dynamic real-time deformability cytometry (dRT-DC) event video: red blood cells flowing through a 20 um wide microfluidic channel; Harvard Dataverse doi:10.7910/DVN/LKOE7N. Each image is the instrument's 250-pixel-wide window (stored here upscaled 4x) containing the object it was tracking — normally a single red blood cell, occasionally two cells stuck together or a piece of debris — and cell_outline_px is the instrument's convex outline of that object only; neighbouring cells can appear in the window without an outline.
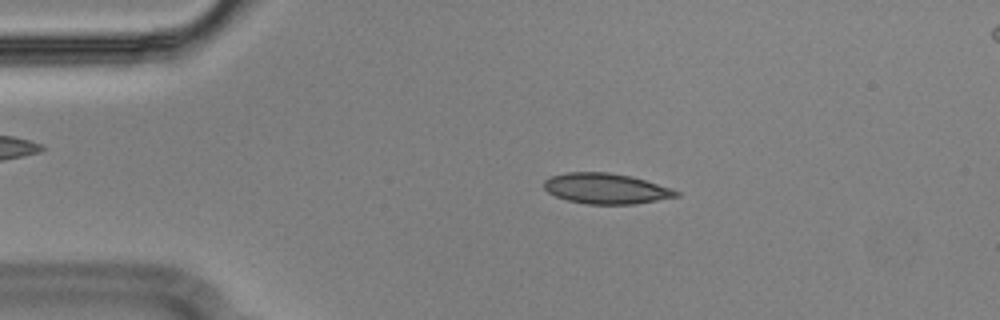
{"species": "Egyptian fruit bat (a non-hibernating species)", "species_latin": "Rousettus aegyptiacus", "temperature_condition": "cold", "stored_images_in_passage": 54, "camera_frame_rate_fps": 3000, "um_per_image_px": 0.085, "animal": {"sex": "male"}, "frame": {"image": 1, "passage_image": 10, "time_ms": 3.0, "image_size_px": [1000, 320], "cell_outline_px": [[680, 196], [636, 204], [588, 204], [568, 200], [556, 196], [548, 192], [544, 188], [544, 180], [552, 176], [568, 172], [608, 172], [632, 176], [672, 188], [680, 192]], "centroid_in_image_um": [51.54, 16.02], "position_along_channel_um": 33.5, "area_um2": 23.52}}
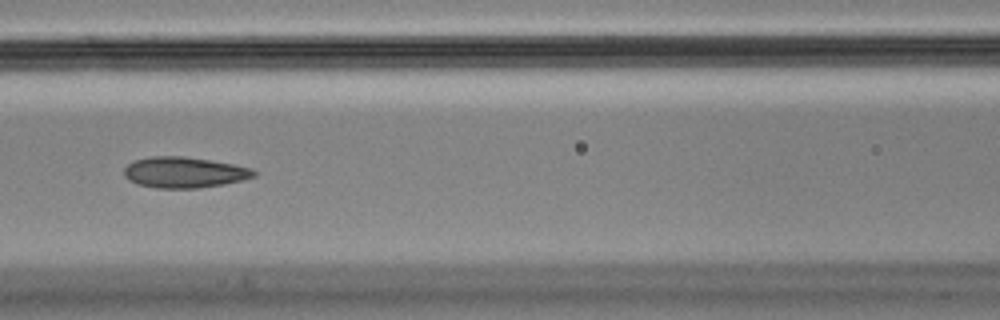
{"frame": {"image": 2, "passage_image": 23, "time_ms": 7.333, "image_size_px": [1000, 320], "cell_outline_px": [[256, 176], [224, 184], [200, 188], [156, 188], [136, 184], [128, 180], [124, 176], [124, 168], [132, 160], [152, 156], [184, 156], [232, 164], [252, 168], [256, 172]], "centroid_in_image_um": [15.61, 14.65], "position_along_channel_um": 151.0, "area_um2": 23.41}}
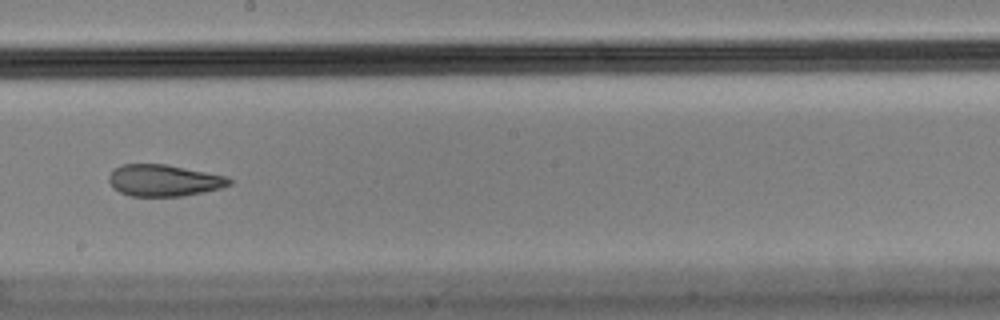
{"frame": {"image": 3, "passage_image": 30, "time_ms": 9.667, "image_size_px": [1000, 320], "cell_outline_px": [[232, 184], [220, 188], [204, 192], [184, 196], [128, 196], [120, 192], [108, 180], [108, 176], [120, 164], [164, 164], [228, 176], [232, 180]], "centroid_in_image_um": [13.96, 15.34], "position_along_channel_um": 234.2, "area_um2": 22.14}, "authors_computed_cell_mechanics": {"area_um2": 23.409, "velocity_mm_per_s": 3.5735, "shape_relaxation_time_tau1_ms": null, "shape_relaxation_time_tau2_ms": 2.5177, "deformation_change_tau1": null, "deformation_change_tau2": 0.0793}}